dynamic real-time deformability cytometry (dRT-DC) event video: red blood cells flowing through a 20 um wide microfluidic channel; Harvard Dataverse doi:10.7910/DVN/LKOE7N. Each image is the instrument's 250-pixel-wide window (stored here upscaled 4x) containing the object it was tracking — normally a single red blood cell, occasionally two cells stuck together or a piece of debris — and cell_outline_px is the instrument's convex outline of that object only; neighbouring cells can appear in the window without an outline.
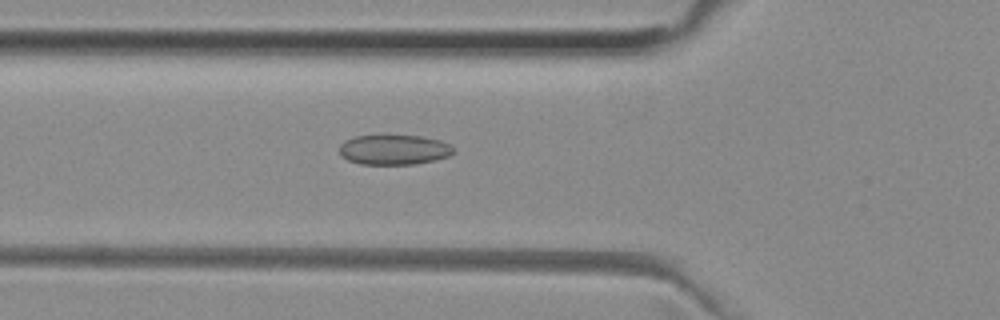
{"species": "common noctule bat (a hibernating species)", "species_latin": "Nyctalus noctula", "temperature_condition": "room temperature", "stored_images_in_passage": 24, "camera_frame_rate_fps": 3000, "um_per_image_px": 0.085, "animal": {"sex": "female", "body_mass_g": 29.2, "forearm_length_mm": 56.3}, "frame": {"image": 1, "passage_image": 9, "time_ms": 2.667, "image_size_px": [1000, 320], "cell_outline_px": [[456, 152], [448, 156], [436, 160], [416, 164], [360, 164], [348, 160], [340, 156], [340, 144], [344, 140], [356, 136], [424, 136], [440, 140], [456, 148]], "centroid_in_image_um": [33.51, 12.73], "position_along_channel_um": 92.3, "area_um2": 20.06}}
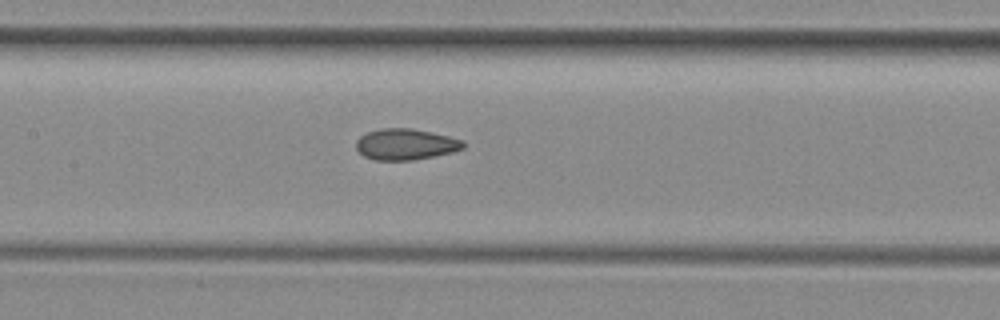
{"frame": {"image": 2, "passage_image": 15, "time_ms": 4.667, "image_size_px": [1000, 320], "cell_outline_px": [[464, 148], [452, 152], [412, 160], [376, 160], [364, 156], [356, 148], [356, 140], [360, 136], [368, 132], [380, 128], [412, 128], [432, 132], [464, 140]], "centroid_in_image_um": [34.47, 12.25], "position_along_channel_um": 172.9, "area_um2": 19.36}}
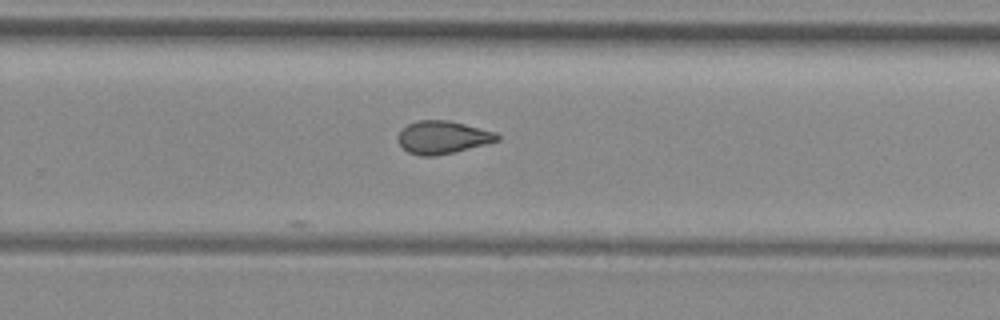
{"frame": {"image": 3, "passage_image": 24, "time_ms": 7.667, "image_size_px": [1000, 320], "cell_outline_px": [[500, 140], [436, 156], [420, 156], [408, 152], [400, 144], [396, 136], [408, 124], [416, 120], [448, 120], [496, 132], [500, 136]], "centroid_in_image_um": [37.61, 11.66], "position_along_channel_um": 292.2, "area_um2": 18.79}}